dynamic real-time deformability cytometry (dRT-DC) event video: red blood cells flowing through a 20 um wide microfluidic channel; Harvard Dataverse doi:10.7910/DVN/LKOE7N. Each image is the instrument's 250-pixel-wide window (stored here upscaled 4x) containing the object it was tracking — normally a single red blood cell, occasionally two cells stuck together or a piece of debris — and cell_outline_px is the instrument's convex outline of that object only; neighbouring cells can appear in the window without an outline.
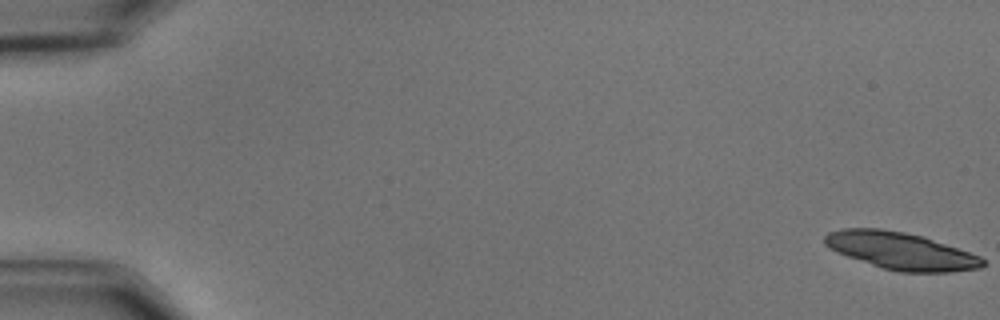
{"species": "common noctule bat (a hibernating species)", "species_latin": "Nyctalus noctula", "temperature_condition": "cold", "stored_images_in_passage": 13, "camera_frame_rate_fps": 3000, "um_per_image_px": 0.085, "animal": {"sex": "male", "body_mass_g": 15.6}, "frame": {"image": 1, "passage_image": 1, "time_ms": 0.0, "image_size_px": [1000, 320], "cell_outline_px": [[984, 264], [980, 268], [948, 272], [900, 272], [884, 268], [836, 252], [824, 244], [824, 236], [828, 232], [844, 228], [880, 228], [904, 232], [924, 236], [980, 256], [984, 260]], "centroid_in_image_um": [76.56, 21.31], "position_along_channel_um": 8.4, "area_um2": 33.99}}